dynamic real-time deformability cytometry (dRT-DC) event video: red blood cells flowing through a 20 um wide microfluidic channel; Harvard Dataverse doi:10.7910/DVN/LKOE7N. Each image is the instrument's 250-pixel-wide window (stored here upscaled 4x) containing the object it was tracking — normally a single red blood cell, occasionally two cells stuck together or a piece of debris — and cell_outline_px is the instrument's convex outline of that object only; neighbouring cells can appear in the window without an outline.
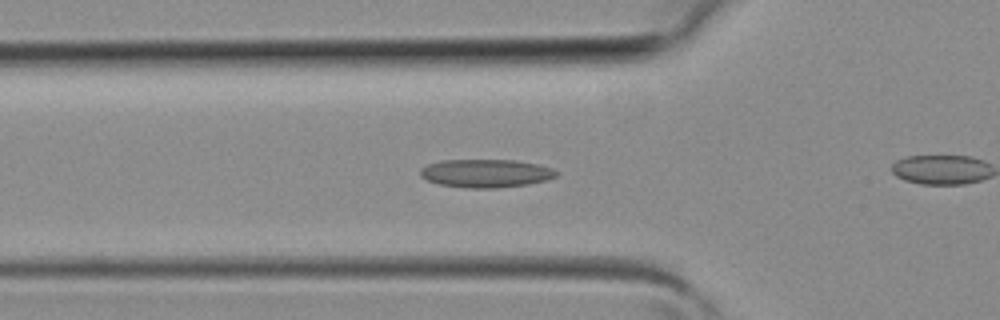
{"species": "common noctule bat (a hibernating species)", "species_latin": "Nyctalus noctula", "temperature_condition": "room temperature", "stored_images_in_passage": 40, "camera_frame_rate_fps": 3000, "um_per_image_px": 0.085, "animal": {"sex": "female", "body_mass_g": 19.3, "forearm_length_mm": 54.1}, "frame": {"image": 1, "passage_image": 13, "time_ms": 4.0, "image_size_px": [1000, 320], "cell_outline_px": [[560, 172], [556, 176], [548, 180], [528, 184], [496, 188], [468, 188], [440, 184], [428, 180], [420, 176], [420, 168], [428, 164], [440, 160], [516, 160], [536, 164], [552, 168]], "centroid_in_image_um": [41.31, 14.73], "position_along_channel_um": 84.5, "area_um2": 22.43}}
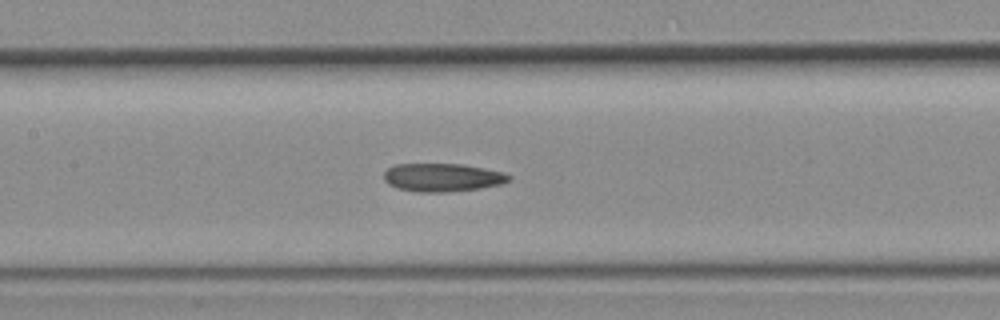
{"frame": {"image": 2, "passage_image": 18, "time_ms": 5.667, "image_size_px": [1000, 320], "cell_outline_px": [[512, 180], [500, 184], [480, 188], [444, 192], [416, 192], [396, 188], [388, 184], [384, 180], [384, 172], [388, 168], [396, 164], [464, 164], [504, 172], [512, 176]], "centroid_in_image_um": [37.61, 15.08], "position_along_channel_um": 169.8, "area_um2": 20.69}}
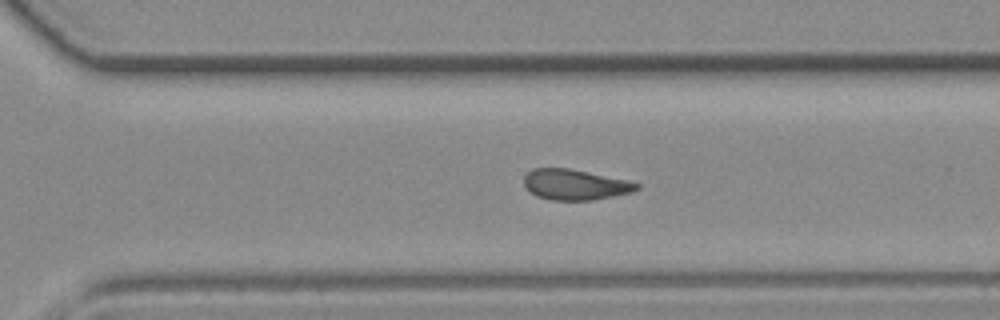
{"frame": {"image": 3, "passage_image": 27, "time_ms": 8.667, "image_size_px": [1000, 320], "cell_outline_px": [[640, 188], [632, 192], [592, 200], [552, 200], [536, 196], [524, 184], [524, 176], [532, 168], [568, 168], [628, 180], [640, 184]], "centroid_in_image_um": [48.89, 15.69], "position_along_channel_um": 321.7, "area_um2": 19.94}}